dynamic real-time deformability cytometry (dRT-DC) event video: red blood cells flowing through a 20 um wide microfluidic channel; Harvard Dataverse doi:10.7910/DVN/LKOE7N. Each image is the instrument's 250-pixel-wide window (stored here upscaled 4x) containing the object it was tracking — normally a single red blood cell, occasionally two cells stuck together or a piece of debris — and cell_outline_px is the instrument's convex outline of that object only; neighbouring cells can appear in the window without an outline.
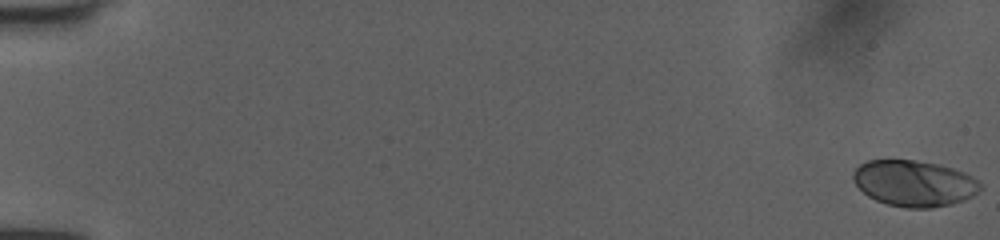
{"species": "human", "species_latin": "Homo sapiens", "temperature_condition": "room temperature", "stored_images_in_passage": 53, "camera_frame_rate_fps": 3000, "um_per_image_px": 0.085, "donor": {"sex": "female"}, "frame": {"image": 1, "passage_image": 1, "time_ms": 0.0, "image_size_px": [1000, 240], "cell_outline_px": [[984, 188], [972, 196], [964, 200], [952, 204], [932, 208], [908, 208], [888, 204], [876, 200], [868, 196], [852, 180], [852, 172], [860, 164], [868, 160], [916, 160], [936, 164], [952, 168], [964, 172], [980, 180], [984, 184]], "centroid_in_image_um": [77.74, 15.58], "position_along_channel_um": 7.3, "area_um2": 34.39}}
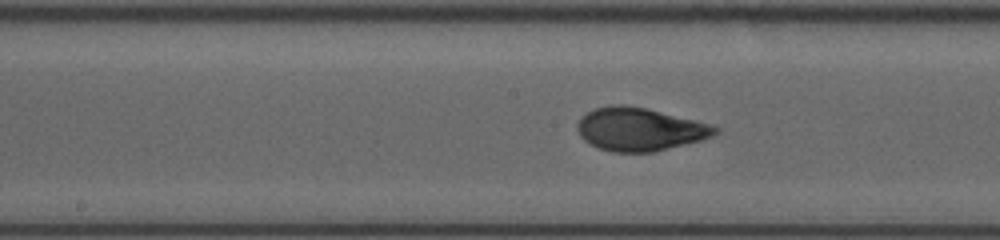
{"frame": {"image": 2, "passage_image": 29, "time_ms": 9.333, "image_size_px": [1000, 240], "cell_outline_px": [[720, 132], [712, 136], [700, 140], [656, 152], [612, 152], [600, 148], [584, 140], [580, 136], [576, 128], [576, 124], [580, 116], [596, 108], [612, 104], [624, 104], [648, 108], [712, 124], [720, 128]], "centroid_in_image_um": [54.38, 10.97], "position_along_channel_um": 193.8, "area_um2": 34.91}}
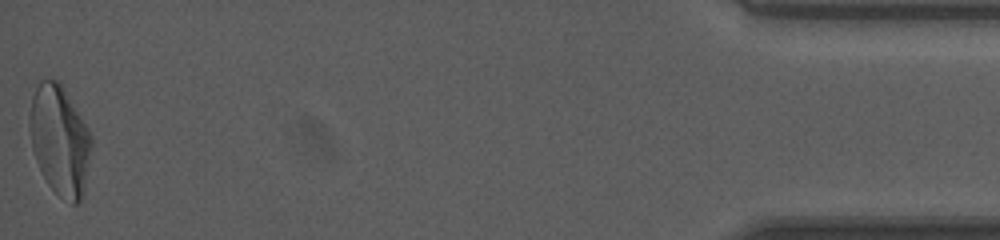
{"frame": {"image": 3, "passage_image": 53, "time_ms": 17.333, "image_size_px": [1000, 240], "cell_outline_px": [[92, 144], [84, 192], [80, 200], [76, 204], [72, 204], [60, 196], [48, 184], [36, 160], [32, 148], [28, 128], [28, 116], [32, 96], [40, 80], [60, 80], [92, 136]], "centroid_in_image_um": [5.07, 11.9], "position_along_channel_um": 430.1, "area_um2": 39.59}, "authors_computed_cell_mechanics": {"area_um2": 34.1598, "velocity_mm_per_s": 4.0192, "shape_relaxation_time_tau1_ms": 3.7496, "shape_relaxation_time_tau2_ms": null, "deformation_change_tau1": 0.1759, "deformation_change_tau2": null}}